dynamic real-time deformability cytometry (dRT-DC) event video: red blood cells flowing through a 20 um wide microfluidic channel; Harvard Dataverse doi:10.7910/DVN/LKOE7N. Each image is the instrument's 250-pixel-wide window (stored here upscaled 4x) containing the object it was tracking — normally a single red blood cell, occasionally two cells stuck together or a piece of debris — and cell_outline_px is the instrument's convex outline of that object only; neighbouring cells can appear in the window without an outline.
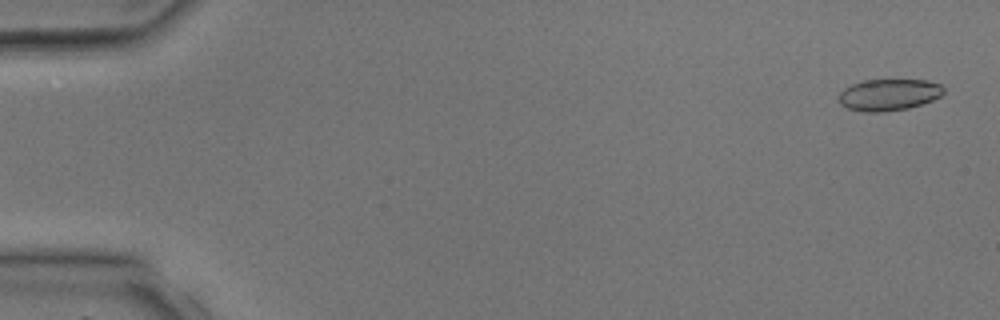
{"species": "common noctule bat (a hibernating species)", "species_latin": "Nyctalus noctula", "temperature_condition": "room temperature", "stored_images_in_passage": 4, "camera_frame_rate_fps": 3000, "um_per_image_px": 0.085, "animal": {"sex": "male", "body_mass_g": 17.9, "forearm_length_mm": 54.2}, "frame": {"image": 1, "passage_image": 1, "time_ms": 0.0, "image_size_px": [1000, 320], "cell_outline_px": [[944, 92], [940, 96], [932, 100], [908, 108], [884, 112], [860, 112], [848, 108], [840, 104], [840, 92], [844, 88], [852, 84], [864, 80], [924, 80], [940, 84], [944, 88]], "centroid_in_image_um": [75.53, 8.06], "position_along_channel_um": 9.5, "area_um2": 19.25}}
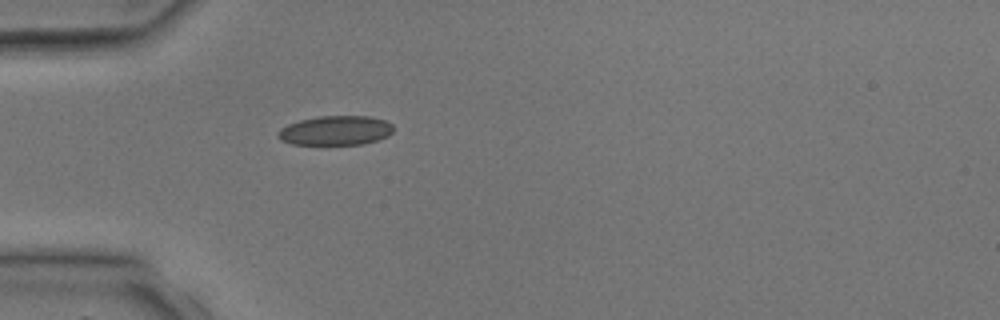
{"frame": {"image": 2, "passage_image": 4, "time_ms": 3.667, "image_size_px": [1000, 320], "cell_outline_px": [[392, 132], [388, 136], [380, 140], [364, 144], [292, 144], [280, 140], [276, 136], [276, 132], [280, 128], [288, 124], [300, 120], [320, 116], [368, 116], [384, 120], [392, 124]], "centroid_in_image_um": [28.5, 11.1], "position_along_channel_um": 56.5, "area_um2": 19.88}}